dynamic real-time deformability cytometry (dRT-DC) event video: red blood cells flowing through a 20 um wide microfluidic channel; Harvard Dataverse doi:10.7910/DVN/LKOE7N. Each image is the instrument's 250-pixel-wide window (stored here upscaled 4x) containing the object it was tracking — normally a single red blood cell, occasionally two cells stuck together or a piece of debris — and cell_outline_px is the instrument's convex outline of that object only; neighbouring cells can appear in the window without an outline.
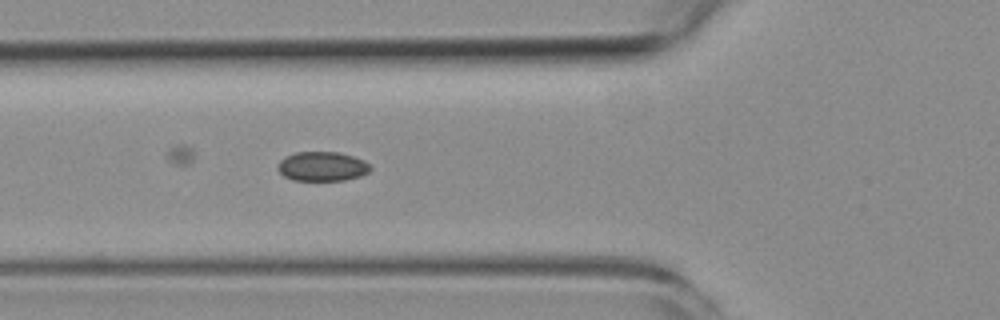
{"species": "common noctule bat (a hibernating species)", "species_latin": "Nyctalus noctula", "temperature_condition": "room temperature", "stored_images_in_passage": 5, "camera_frame_rate_fps": 3000, "um_per_image_px": 0.085, "animal": {"sex": "female", "body_mass_g": 19.3, "forearm_length_mm": 54.1}, "frame": {"image": 1, "passage_image": 5, "time_ms": 5.333, "image_size_px": [1000, 320], "cell_outline_px": [[372, 168], [368, 172], [360, 176], [344, 180], [292, 180], [284, 176], [276, 168], [280, 160], [284, 156], [296, 152], [340, 152], [364, 160]], "centroid_in_image_um": [27.36, 14.14], "position_along_channel_um": 98.4, "area_um2": 15.9}}